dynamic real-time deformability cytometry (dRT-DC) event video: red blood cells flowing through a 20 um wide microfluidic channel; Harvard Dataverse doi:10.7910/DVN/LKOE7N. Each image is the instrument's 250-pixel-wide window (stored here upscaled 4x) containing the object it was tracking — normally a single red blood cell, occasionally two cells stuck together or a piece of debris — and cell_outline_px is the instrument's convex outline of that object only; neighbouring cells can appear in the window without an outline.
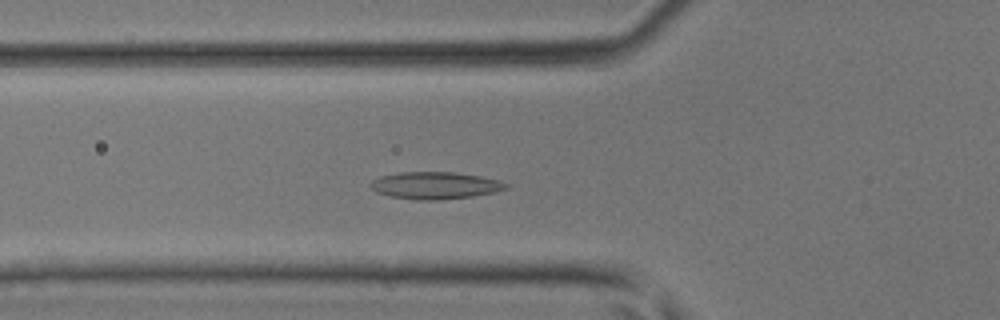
{"species": "common noctule bat (a hibernating species)", "species_latin": "Nyctalus noctula", "temperature_condition": "room temperature", "stored_images_in_passage": 41, "camera_frame_rate_fps": 3000, "um_per_image_px": 0.085, "animal": {"sex": "male", "body_mass_g": 17.9, "forearm_length_mm": 54.2}, "frame": {"image": 1, "passage_image": 13, "time_ms": 4.0, "image_size_px": [1000, 320], "cell_outline_px": [[508, 188], [496, 192], [472, 196], [436, 200], [416, 200], [392, 196], [376, 192], [368, 184], [372, 180], [380, 176], [400, 172], [456, 172], [480, 176], [500, 180], [508, 184]], "centroid_in_image_um": [37.0, 15.75], "position_along_channel_um": 88.8, "area_um2": 21.44}}
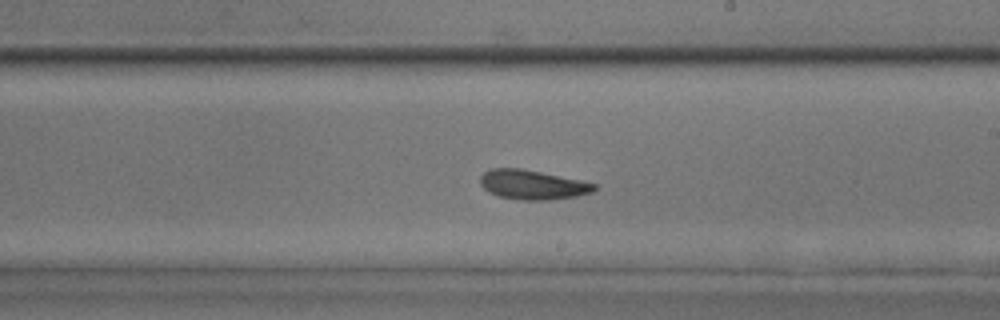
{"frame": {"image": 2, "passage_image": 23, "time_ms": 7.333, "image_size_px": [1000, 320], "cell_outline_px": [[596, 188], [592, 192], [576, 196], [544, 200], [520, 200], [500, 196], [488, 192], [480, 184], [480, 176], [484, 172], [492, 168], [520, 168], [580, 180], [596, 184]], "centroid_in_image_um": [45.23, 15.7], "position_along_channel_um": 243.8, "area_um2": 19.36}}
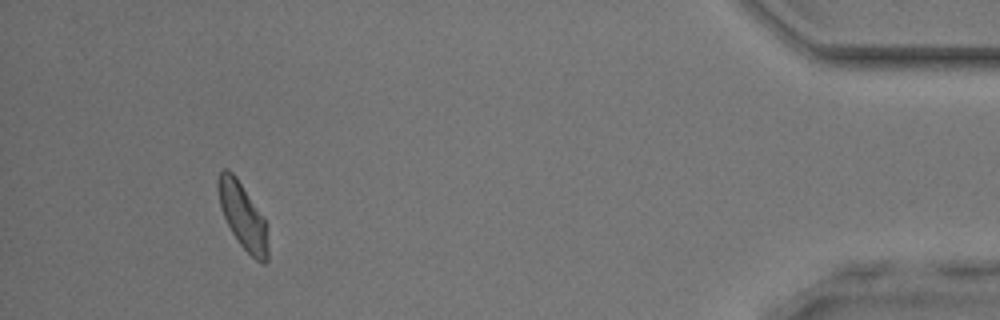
{"frame": {"image": 3, "passage_image": 38, "time_ms": 12.333, "image_size_px": [1000, 320], "cell_outline_px": [[268, 260], [264, 264], [256, 260], [240, 244], [232, 232], [224, 216], [220, 204], [216, 184], [216, 180], [220, 172], [224, 168], [228, 168], [236, 176], [264, 216], [268, 244]], "centroid_in_image_um": [20.64, 18.32], "position_along_channel_um": 414.6, "area_um2": 19.13}}